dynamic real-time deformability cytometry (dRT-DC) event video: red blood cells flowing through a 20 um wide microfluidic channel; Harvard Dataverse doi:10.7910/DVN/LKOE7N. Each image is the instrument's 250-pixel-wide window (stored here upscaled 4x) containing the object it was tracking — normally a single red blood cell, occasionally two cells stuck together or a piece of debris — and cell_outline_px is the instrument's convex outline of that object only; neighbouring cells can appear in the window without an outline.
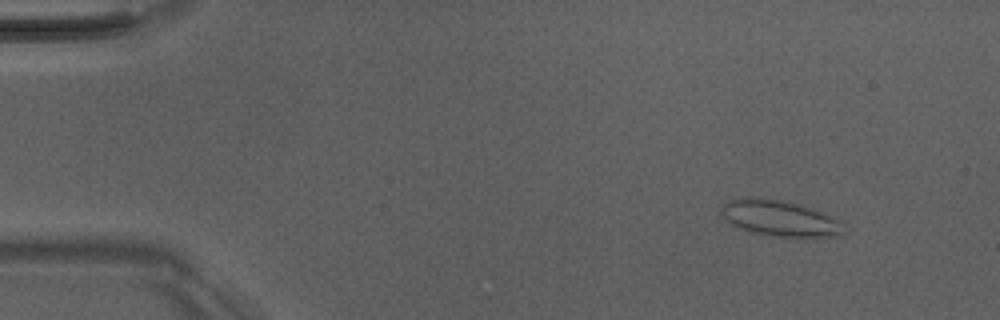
{"species": "Egyptian fruit bat (a non-hibernating species)", "species_latin": "Rousettus aegyptiacus", "temperature_condition": "room temperature", "stored_images_in_passage": 51, "camera_frame_rate_fps": 3000, "um_per_image_px": 0.085, "animal": {"sex": "male"}, "frame": {"image": 1, "passage_image": 6, "time_ms": 1.667, "image_size_px": [1000, 320], "cell_outline_px": [[848, 232], [832, 236], [804, 240], [800, 240], [772, 236], [748, 232], [732, 224], [720, 212], [720, 208], [728, 200], [780, 200], [800, 204], [816, 208], [840, 220]], "centroid_in_image_um": [66.44, 18.64], "position_along_channel_um": 18.6, "area_um2": 26.01}}
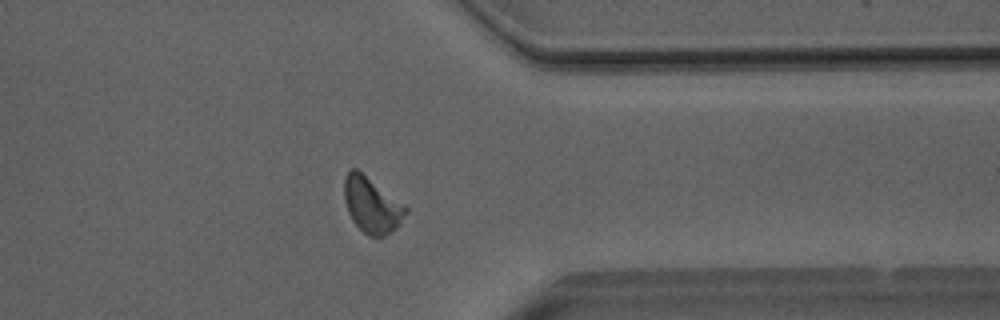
{"frame": {"image": 2, "passage_image": 41, "time_ms": 13.333, "image_size_px": [1000, 320], "cell_outline_px": [[408, 212], [400, 224], [392, 232], [384, 236], [368, 236], [352, 220], [348, 212], [344, 200], [344, 180], [348, 168], [356, 168], [404, 204], [408, 208]], "centroid_in_image_um": [31.6, 17.42], "position_along_channel_um": 379.8, "area_um2": 19.94}}
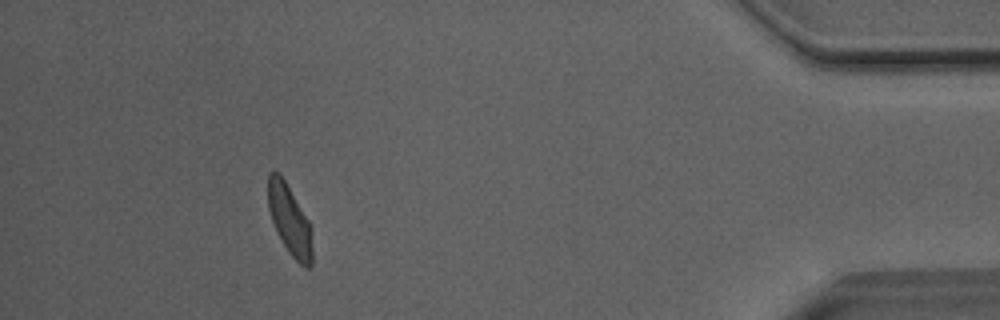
{"frame": {"image": 3, "passage_image": 47, "time_ms": 15.333, "image_size_px": [1000, 320], "cell_outline_px": [[312, 264], [308, 268], [304, 268], [288, 252], [276, 232], [268, 208], [268, 172], [280, 172], [312, 224]], "centroid_in_image_um": [24.64, 18.7], "position_along_channel_um": 410.6, "area_um2": 18.5}, "authors_computed_cell_mechanics": {"area_um2": 19.5364, "velocity_mm_per_s": 4.0486, "shape_relaxation_time_tau1_ms": 3.2209, "shape_relaxation_time_tau2_ms": 1.2826, "deformation_change_tau1": 0.1216, "deformation_change_tau2": 0.0907}}